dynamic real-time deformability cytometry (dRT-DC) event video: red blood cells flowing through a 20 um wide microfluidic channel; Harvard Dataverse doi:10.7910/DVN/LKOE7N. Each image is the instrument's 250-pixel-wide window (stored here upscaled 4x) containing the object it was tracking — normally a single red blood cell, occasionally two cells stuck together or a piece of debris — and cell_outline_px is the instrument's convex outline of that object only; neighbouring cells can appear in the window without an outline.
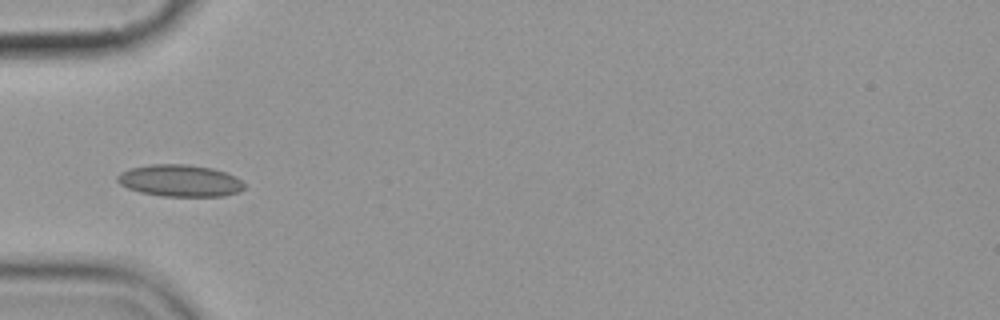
{"species": "common noctule bat (a hibernating species)", "species_latin": "Nyctalus noctula", "temperature_condition": "cold", "stored_images_in_passage": 15, "camera_frame_rate_fps": 3000, "um_per_image_px": 0.085, "animal": {"sex": "female", "body_mass_g": 19.9}, "frame": {"image": 1, "passage_image": 5, "time_ms": 5.667, "image_size_px": [1000, 320], "cell_outline_px": [[244, 188], [240, 192], [224, 196], [160, 196], [140, 192], [128, 188], [120, 184], [116, 180], [116, 176], [120, 172], [128, 168], [148, 164], [184, 164], [212, 168], [236, 176], [244, 184]], "centroid_in_image_um": [15.26, 15.35], "position_along_channel_um": 69.7, "area_um2": 23.76}}
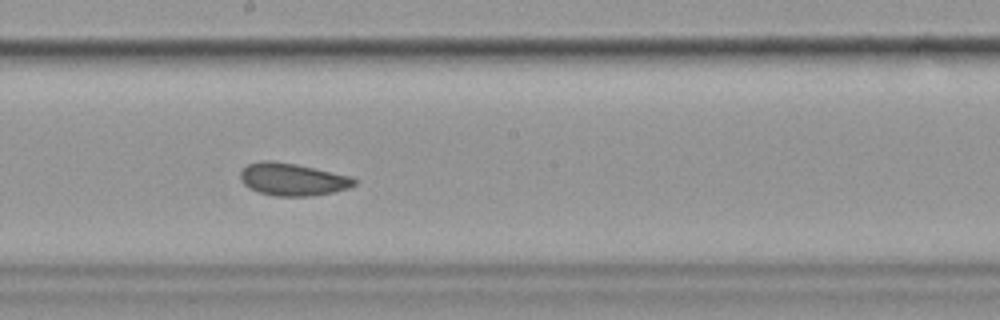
{"frame": {"image": 2, "passage_image": 9, "time_ms": 10.0, "image_size_px": [1000, 320], "cell_outline_px": [[356, 184], [348, 188], [332, 192], [312, 196], [276, 196], [260, 192], [248, 188], [240, 180], [240, 172], [248, 164], [260, 160], [272, 160], [296, 164], [352, 176], [356, 180]], "centroid_in_image_um": [24.86, 15.24], "position_along_channel_um": 223.3, "area_um2": 21.62}}
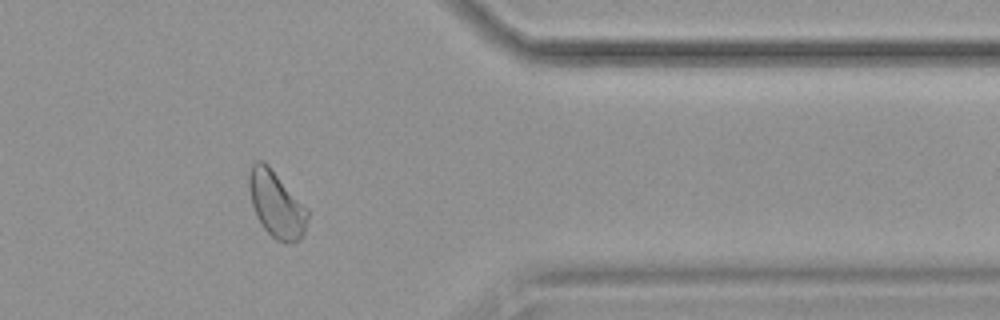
{"frame": {"image": 3, "passage_image": 13, "time_ms": 15.0, "image_size_px": [1000, 320], "cell_outline_px": [[308, 216], [304, 236], [300, 240], [292, 244], [284, 244], [276, 240], [260, 224], [256, 216], [252, 204], [248, 188], [248, 176], [252, 164], [256, 160], [264, 160], [268, 164], [308, 208]], "centroid_in_image_um": [23.5, 17.39], "position_along_channel_um": 387.9, "area_um2": 23.12}, "authors_computed_cell_mechanics": {"area_um2": 22.3686, "velocity_mm_per_s": 3.5653, "shape_relaxation_time_tau1_ms": 4.8765, "shape_relaxation_time_tau2_ms": 3.9571, "deformation_change_tau1": 0.0655, "deformation_change_tau2": 0.0582}}